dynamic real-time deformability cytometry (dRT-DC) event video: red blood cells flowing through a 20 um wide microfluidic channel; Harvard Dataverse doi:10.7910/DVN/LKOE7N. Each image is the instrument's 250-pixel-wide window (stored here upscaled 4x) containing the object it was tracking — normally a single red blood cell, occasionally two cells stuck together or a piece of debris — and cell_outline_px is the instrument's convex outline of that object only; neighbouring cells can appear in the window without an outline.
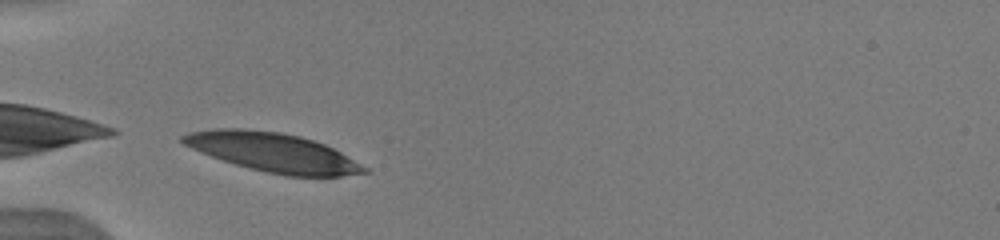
{"species": "human", "species_latin": "Homo sapiens", "temperature_condition": "warm", "stored_images_in_passage": 2, "camera_frame_rate_fps": 3000, "um_per_image_px": 0.085, "donor": {"sex": "male"}, "frame": {"image": 1, "passage_image": 1, "time_ms": 0.0, "image_size_px": [1000, 240], "cell_outline_px": [[368, 172], [340, 176], [284, 176], [264, 172], [236, 164], [212, 156], [192, 148], [184, 144], [180, 140], [180, 136], [192, 132], [212, 128], [240, 128], [280, 132], [300, 136], [324, 144], [340, 152], [368, 168]], "centroid_in_image_um": [23.2, 12.95], "position_along_channel_um": 61.8, "area_um2": 40.81}}